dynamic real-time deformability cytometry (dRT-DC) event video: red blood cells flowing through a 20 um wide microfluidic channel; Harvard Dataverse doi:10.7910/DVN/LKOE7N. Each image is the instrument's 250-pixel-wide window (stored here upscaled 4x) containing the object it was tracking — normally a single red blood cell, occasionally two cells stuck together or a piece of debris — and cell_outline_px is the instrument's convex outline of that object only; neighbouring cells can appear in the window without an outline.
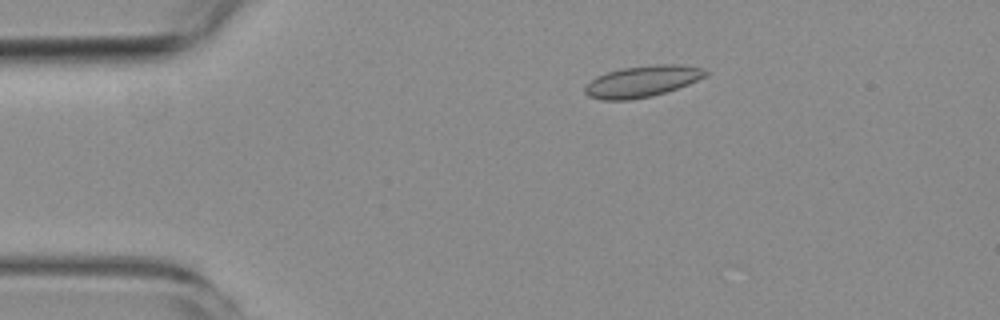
{"species": "common noctule bat (a hibernating species)", "species_latin": "Nyctalus noctula", "temperature_condition": "room temperature", "stored_images_in_passage": 2, "camera_frame_rate_fps": 3000, "um_per_image_px": 0.085, "animal": {"sex": "female", "body_mass_g": 19.3, "forearm_length_mm": 54.1}, "frame": {"image": 1, "passage_image": 1, "time_ms": 0.0, "image_size_px": [1000, 320], "cell_outline_px": [[708, 76], [688, 84], [652, 96], [628, 100], [604, 100], [588, 96], [584, 92], [584, 88], [596, 76], [604, 72], [624, 68], [656, 64], [684, 64], [704, 68], [708, 72]], "centroid_in_image_um": [54.61, 6.9], "position_along_channel_um": 30.4, "area_um2": 22.08}}